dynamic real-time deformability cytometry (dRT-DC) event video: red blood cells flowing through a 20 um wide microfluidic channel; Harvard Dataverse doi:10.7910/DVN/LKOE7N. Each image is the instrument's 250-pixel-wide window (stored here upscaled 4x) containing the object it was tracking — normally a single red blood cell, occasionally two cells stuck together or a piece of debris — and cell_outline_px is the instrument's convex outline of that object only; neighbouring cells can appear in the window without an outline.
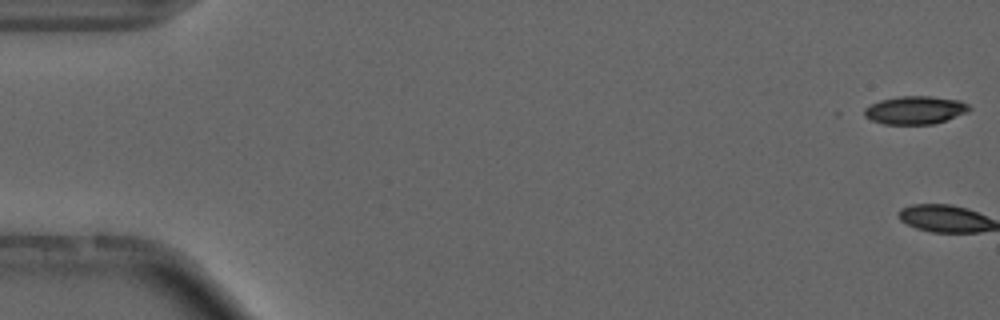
{"species": "common noctule bat (a hibernating species)", "species_latin": "Nyctalus noctula", "temperature_condition": "cold", "stored_images_in_passage": 2, "camera_frame_rate_fps": 3000, "um_per_image_px": 0.085, "animal": {"sex": "male", "forearm_length_mm": 52.5}, "frame": {"image": 1, "passage_image": 1, "time_ms": 0.0, "image_size_px": [1000, 320], "cell_outline_px": [[972, 108], [968, 112], [932, 124], [884, 124], [872, 120], [864, 116], [864, 108], [880, 100], [900, 96], [932, 96], [960, 100], [968, 104]], "centroid_in_image_um": [77.8, 9.35], "position_along_channel_um": 7.2, "area_um2": 17.11}}